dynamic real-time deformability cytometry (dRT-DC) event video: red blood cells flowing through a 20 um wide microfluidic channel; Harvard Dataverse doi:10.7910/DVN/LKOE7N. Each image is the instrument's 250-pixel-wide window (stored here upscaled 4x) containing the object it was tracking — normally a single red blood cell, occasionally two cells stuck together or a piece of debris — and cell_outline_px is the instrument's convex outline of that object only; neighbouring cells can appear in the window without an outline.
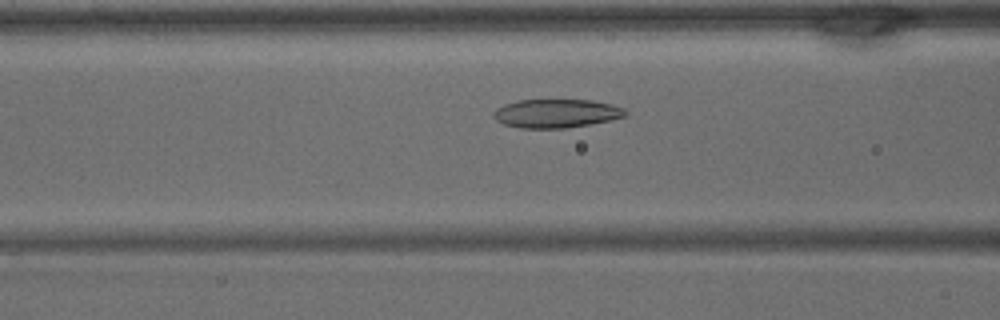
{"species": "common noctule bat (a hibernating species)", "species_latin": "Nyctalus noctula", "temperature_condition": "warm", "stored_images_in_passage": 38, "camera_frame_rate_fps": 3000, "um_per_image_px": 0.085, "animal": {"sex": "male", "body_mass_g": 15.6}, "frame": {"image": 1, "passage_image": 13, "time_ms": 4.0, "image_size_px": [1000, 320], "cell_outline_px": [[628, 116], [612, 120], [564, 128], [520, 128], [504, 124], [496, 120], [492, 116], [492, 112], [496, 108], [504, 104], [520, 100], [592, 100], [612, 104], [624, 108], [628, 112]], "centroid_in_image_um": [47.3, 9.64], "position_along_channel_um": 119.3, "area_um2": 22.14}}
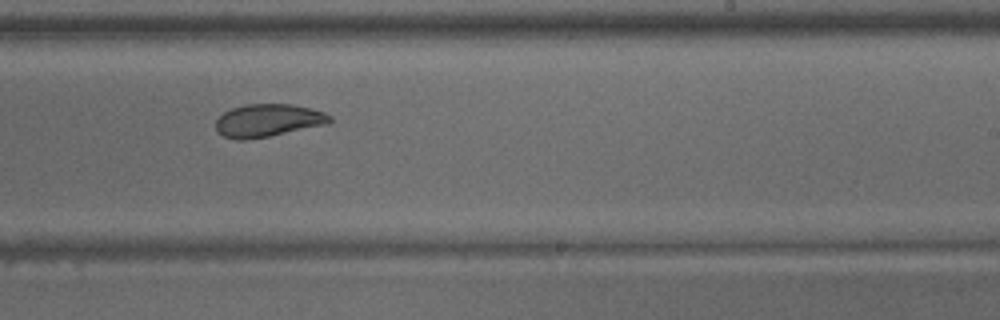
{"frame": {"image": 2, "passage_image": 22, "time_ms": 7.0, "image_size_px": [1000, 320], "cell_outline_px": [[332, 120], [328, 124], [268, 136], [244, 140], [236, 140], [224, 136], [216, 132], [216, 120], [224, 112], [232, 108], [248, 104], [292, 104], [324, 112], [332, 116]], "centroid_in_image_um": [22.77, 10.24], "position_along_channel_um": 266.2, "area_um2": 21.68}}
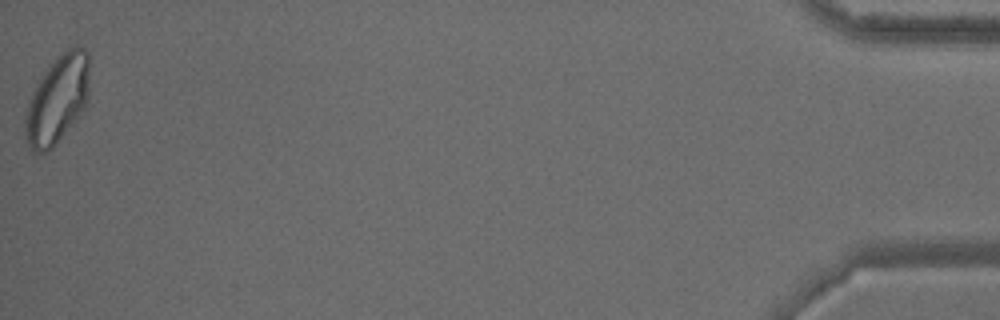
{"frame": {"image": 3, "passage_image": 38, "time_ms": 12.333, "image_size_px": [1000, 320], "cell_outline_px": [[88, 100], [84, 112], [52, 148], [44, 152], [36, 152], [28, 144], [24, 136], [24, 112], [32, 92], [44, 72], [56, 56], [68, 48], [84, 48], [88, 52]], "centroid_in_image_um": [4.87, 8.48], "position_along_channel_um": 430.3, "area_um2": 33.12}}